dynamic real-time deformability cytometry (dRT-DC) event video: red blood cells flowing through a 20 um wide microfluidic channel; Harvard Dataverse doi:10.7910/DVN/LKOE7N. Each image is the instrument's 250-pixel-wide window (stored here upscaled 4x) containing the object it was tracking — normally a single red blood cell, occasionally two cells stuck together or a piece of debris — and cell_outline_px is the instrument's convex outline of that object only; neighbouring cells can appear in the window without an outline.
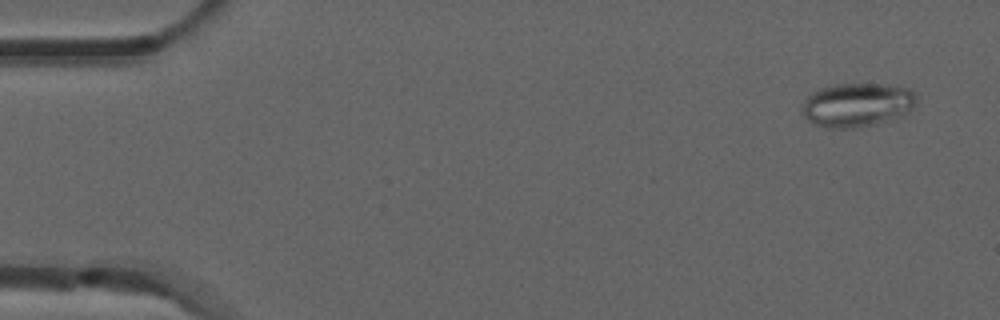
{"species": "common noctule bat (a hibernating species)", "species_latin": "Nyctalus noctula", "temperature_condition": "room temperature", "stored_images_in_passage": 4, "camera_frame_rate_fps": 3000, "um_per_image_px": 0.085, "animal": {"sex": "male", "forearm_length_mm": 52.5}, "frame": {"image": 1, "passage_image": 1, "time_ms": 0.0, "image_size_px": [1000, 320], "cell_outline_px": [[916, 104], [908, 112], [892, 120], [876, 124], [852, 128], [828, 128], [812, 124], [804, 116], [804, 100], [812, 92], [820, 88], [836, 84], [888, 84], [908, 88], [916, 96]], "centroid_in_image_um": [72.87, 8.92], "position_along_channel_um": 12.1, "area_um2": 29.3}}